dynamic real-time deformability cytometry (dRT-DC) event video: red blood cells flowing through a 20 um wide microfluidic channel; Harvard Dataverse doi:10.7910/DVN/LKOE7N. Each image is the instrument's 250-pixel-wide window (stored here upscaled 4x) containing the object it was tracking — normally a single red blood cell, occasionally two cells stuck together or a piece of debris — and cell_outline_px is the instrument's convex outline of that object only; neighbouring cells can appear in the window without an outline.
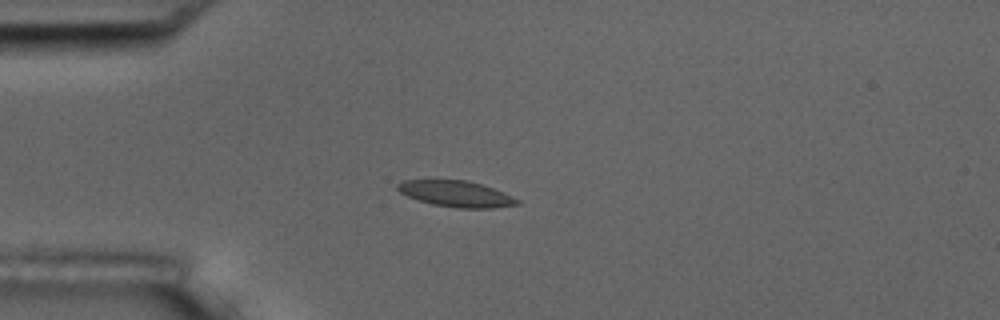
{"species": "common noctule bat (a hibernating species)", "species_latin": "Nyctalus noctula", "temperature_condition": "room temperature", "stored_images_in_passage": 11, "camera_frame_rate_fps": 3000, "um_per_image_px": 0.085, "animal": {"sex": "male", "body_mass_g": 17.5, "forearm_length_mm": 52.3}, "frame": {"image": 1, "passage_image": 4, "time_ms": 4.667, "image_size_px": [1000, 320], "cell_outline_px": [[520, 204], [492, 208], [456, 208], [432, 204], [408, 196], [400, 192], [396, 188], [396, 184], [404, 180], [468, 180], [504, 192], [520, 200]], "centroid_in_image_um": [38.78, 16.47], "position_along_channel_um": 46.2, "area_um2": 18.09}}
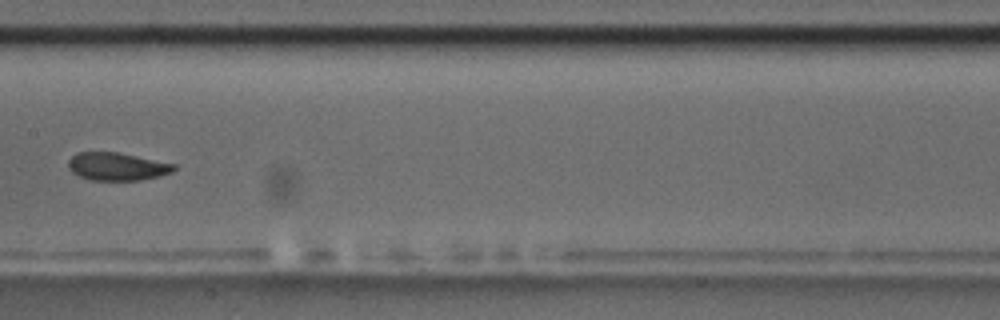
{"frame": {"image": 2, "passage_image": 8, "time_ms": 9.333, "image_size_px": [1000, 320], "cell_outline_px": [[176, 168], [172, 172], [160, 176], [140, 180], [88, 180], [72, 172], [68, 168], [68, 160], [76, 152], [116, 152], [176, 164]], "centroid_in_image_um": [9.93, 14.15], "position_along_channel_um": 197.5, "area_um2": 17.17}}
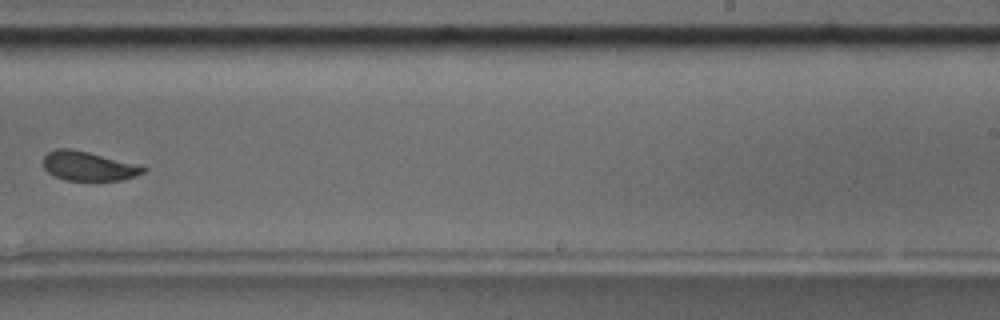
{"frame": {"image": 3, "passage_image": 10, "time_ms": 11.667, "image_size_px": [1000, 320], "cell_outline_px": [[148, 168], [144, 172], [136, 176], [124, 180], [64, 180], [48, 172], [44, 168], [44, 156], [48, 152], [56, 148], [68, 148], [88, 152], [140, 164]], "centroid_in_image_um": [7.56, 14.11], "position_along_channel_um": 281.4, "area_um2": 17.11}}